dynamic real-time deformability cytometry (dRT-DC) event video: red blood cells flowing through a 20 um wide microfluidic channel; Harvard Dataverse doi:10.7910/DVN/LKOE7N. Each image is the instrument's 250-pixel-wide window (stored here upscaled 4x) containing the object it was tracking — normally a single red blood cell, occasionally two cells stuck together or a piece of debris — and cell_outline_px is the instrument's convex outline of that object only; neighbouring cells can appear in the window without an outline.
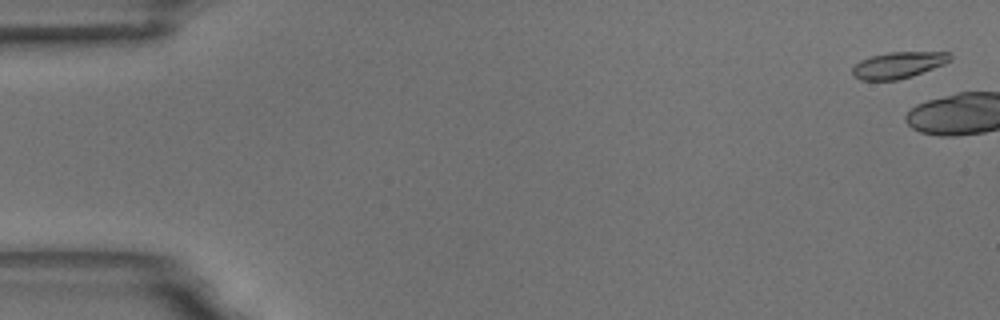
{"species": "common noctule bat (a hibernating species)", "species_latin": "Nyctalus noctula", "temperature_condition": "room temperature", "stored_images_in_passage": 6, "camera_frame_rate_fps": 3000, "um_per_image_px": 0.085, "animal": {"sex": "male", "body_mass_g": 18.8}, "frame": {"image": 1, "passage_image": 2, "time_ms": 0.333, "image_size_px": [1000, 320], "cell_outline_px": [[952, 60], [944, 64], [912, 76], [896, 80], [860, 80], [852, 76], [852, 68], [860, 60], [872, 56], [888, 52], [948, 52], [952, 56]], "centroid_in_image_um": [76.35, 5.53], "position_along_channel_um": 8.7, "area_um2": 15.03}}